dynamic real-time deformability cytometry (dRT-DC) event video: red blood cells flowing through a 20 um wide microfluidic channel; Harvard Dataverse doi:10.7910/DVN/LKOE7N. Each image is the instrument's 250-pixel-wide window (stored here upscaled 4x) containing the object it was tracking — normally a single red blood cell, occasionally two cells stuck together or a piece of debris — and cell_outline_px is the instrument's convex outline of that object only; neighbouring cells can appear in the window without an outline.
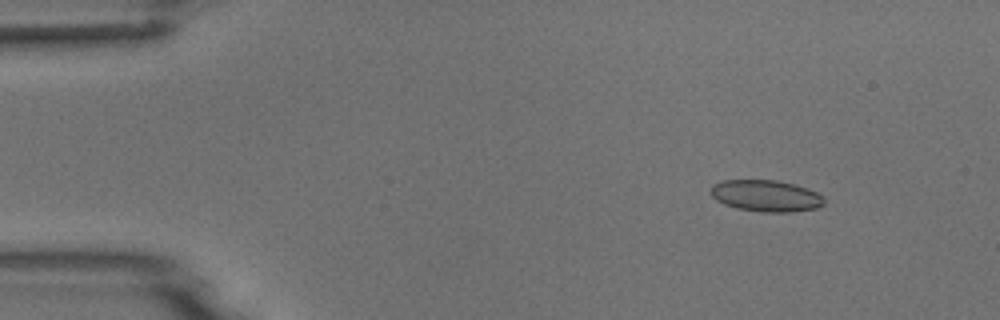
{"species": "common noctule bat (a hibernating species)", "species_latin": "Nyctalus noctula", "temperature_condition": "room temperature", "stored_images_in_passage": 5, "camera_frame_rate_fps": 3000, "um_per_image_px": 0.085, "animal": {"sex": "male", "body_mass_g": 18.8}, "frame": {"image": 1, "passage_image": 2, "time_ms": 1.333, "image_size_px": [1000, 320], "cell_outline_px": [[824, 204], [816, 208], [792, 212], [764, 212], [736, 208], [724, 204], [716, 200], [712, 196], [712, 184], [724, 180], [776, 180], [792, 184], [816, 192], [824, 196]], "centroid_in_image_um": [65.1, 16.65], "position_along_channel_um": 19.9, "area_um2": 20.69}}
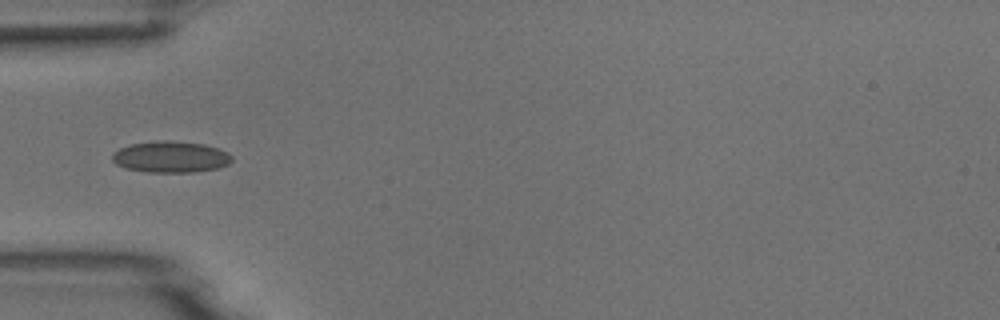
{"frame": {"image": 2, "passage_image": 5, "time_ms": 5.0, "image_size_px": [1000, 320], "cell_outline_px": [[232, 160], [228, 164], [216, 168], [196, 172], [148, 172], [124, 168], [116, 164], [112, 160], [112, 152], [128, 144], [164, 140], [168, 140], [204, 144], [228, 152], [232, 156]], "centroid_in_image_um": [14.48, 13.33], "position_along_channel_um": 70.5, "area_um2": 21.91}}